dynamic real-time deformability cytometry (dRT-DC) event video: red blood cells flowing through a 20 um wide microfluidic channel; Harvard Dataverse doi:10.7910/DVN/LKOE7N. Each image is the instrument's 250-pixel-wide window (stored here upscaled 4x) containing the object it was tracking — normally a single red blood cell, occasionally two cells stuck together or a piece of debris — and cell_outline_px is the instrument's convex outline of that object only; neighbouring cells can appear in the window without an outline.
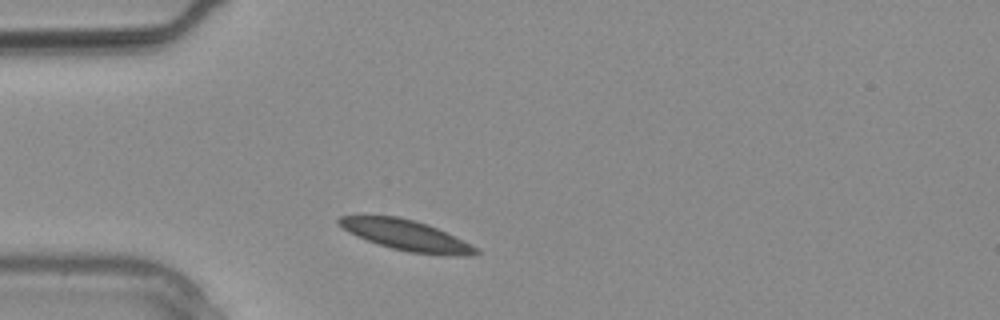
{"species": "common noctule bat (a hibernating species)", "species_latin": "Nyctalus noctula", "temperature_condition": "warm", "stored_images_in_passage": 13, "camera_frame_rate_fps": 3000, "um_per_image_px": 0.085, "animal": {"sex": "male", "body_mass_g": 20.4}, "frame": {"image": 1, "passage_image": 1, "time_ms": 0.0, "image_size_px": [1000, 320], "cell_outline_px": [[480, 252], [476, 256], [460, 256], [408, 252], [392, 248], [356, 236], [348, 232], [336, 220], [340, 216], [400, 216], [416, 220], [428, 224], [480, 248]], "centroid_in_image_um": [34.6, 20.0], "position_along_channel_um": 50.4, "area_um2": 24.28}}
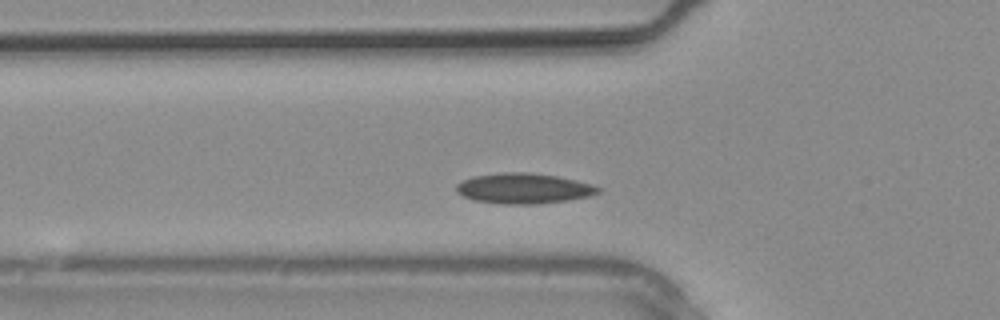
{"frame": {"image": 2, "passage_image": 3, "time_ms": 0.667, "image_size_px": [1000, 320], "cell_outline_px": [[604, 188], [600, 192], [588, 196], [568, 200], [540, 204], [504, 204], [476, 200], [464, 196], [456, 192], [456, 184], [472, 176], [500, 172], [528, 172], [556, 176], [576, 180], [592, 184]], "centroid_in_image_um": [44.54, 16.01], "position_along_channel_um": 81.3, "area_um2": 25.2}}